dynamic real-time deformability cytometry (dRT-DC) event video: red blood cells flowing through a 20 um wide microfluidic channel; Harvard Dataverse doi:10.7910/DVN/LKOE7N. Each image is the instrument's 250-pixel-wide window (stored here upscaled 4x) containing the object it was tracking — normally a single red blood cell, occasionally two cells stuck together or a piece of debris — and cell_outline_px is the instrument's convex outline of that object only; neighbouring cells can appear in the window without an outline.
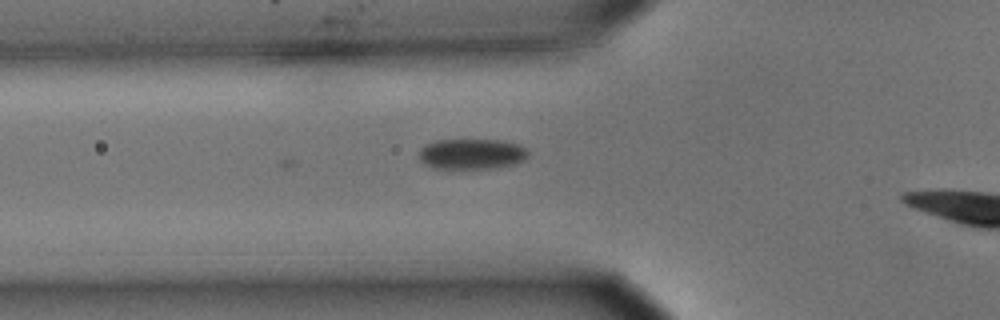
{"species": "common noctule bat (a hibernating species)", "species_latin": "Nyctalus noctula", "temperature_condition": "cold", "stored_images_in_passage": 7, "camera_frame_rate_fps": 3000, "um_per_image_px": 0.085, "animal": {"sex": "male", "body_mass_g": 15.6}, "frame": {"image": 1, "passage_image": 2, "time_ms": 0.333, "image_size_px": [1000, 320], "cell_outline_px": [[528, 156], [524, 160], [512, 164], [492, 168], [432, 168], [424, 164], [416, 156], [420, 148], [424, 144], [436, 140], [500, 140], [520, 144], [528, 152]], "centroid_in_image_um": [40.03, 13.08], "position_along_channel_um": 85.8, "area_um2": 19.54}}
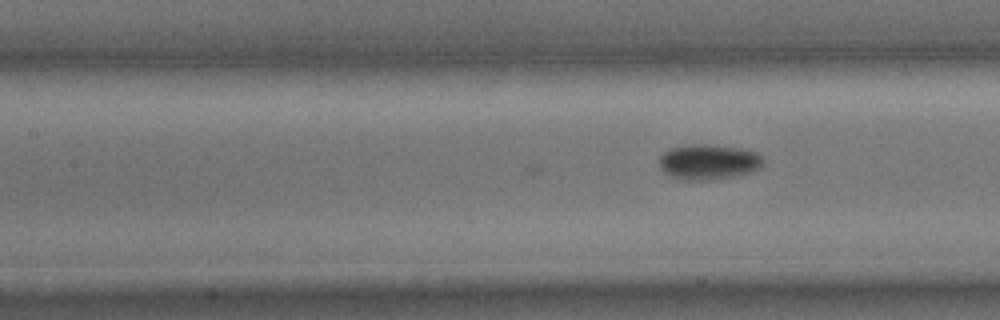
{"frame": {"image": 2, "passage_image": 7, "time_ms": 2.0, "image_size_px": [1000, 320], "cell_outline_px": [[764, 164], [760, 168], [752, 172], [732, 176], [704, 180], [680, 180], [664, 172], [660, 168], [660, 156], [668, 148], [692, 144], [704, 144], [740, 148], [756, 152], [764, 160]], "centroid_in_image_um": [60.22, 13.76], "position_along_channel_um": 147.2, "area_um2": 21.33}}